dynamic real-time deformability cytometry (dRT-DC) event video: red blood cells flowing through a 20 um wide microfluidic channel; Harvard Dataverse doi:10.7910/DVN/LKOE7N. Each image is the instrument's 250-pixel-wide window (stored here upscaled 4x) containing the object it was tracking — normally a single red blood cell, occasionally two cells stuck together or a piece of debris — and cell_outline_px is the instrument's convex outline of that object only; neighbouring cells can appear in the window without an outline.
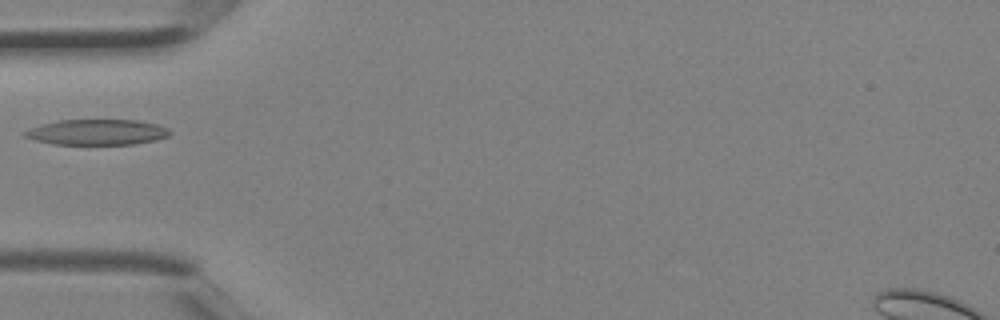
{"species": "Egyptian fruit bat (a non-hibernating species)", "species_latin": "Rousettus aegyptiacus", "temperature_condition": "room temperature", "stored_images_in_passage": 4, "camera_frame_rate_fps": 3000, "um_per_image_px": 0.085, "animal": {"sex": "female"}, "frame": {"image": 1, "passage_image": 4, "time_ms": 1.0, "image_size_px": [1000, 320], "cell_outline_px": [[172, 132], [168, 136], [156, 140], [132, 144], [56, 144], [36, 140], [24, 136], [24, 132], [40, 124], [60, 120], [136, 120], [156, 124], [168, 128]], "centroid_in_image_um": [8.28, 11.23], "position_along_channel_um": 76.7, "area_um2": 21.39}}